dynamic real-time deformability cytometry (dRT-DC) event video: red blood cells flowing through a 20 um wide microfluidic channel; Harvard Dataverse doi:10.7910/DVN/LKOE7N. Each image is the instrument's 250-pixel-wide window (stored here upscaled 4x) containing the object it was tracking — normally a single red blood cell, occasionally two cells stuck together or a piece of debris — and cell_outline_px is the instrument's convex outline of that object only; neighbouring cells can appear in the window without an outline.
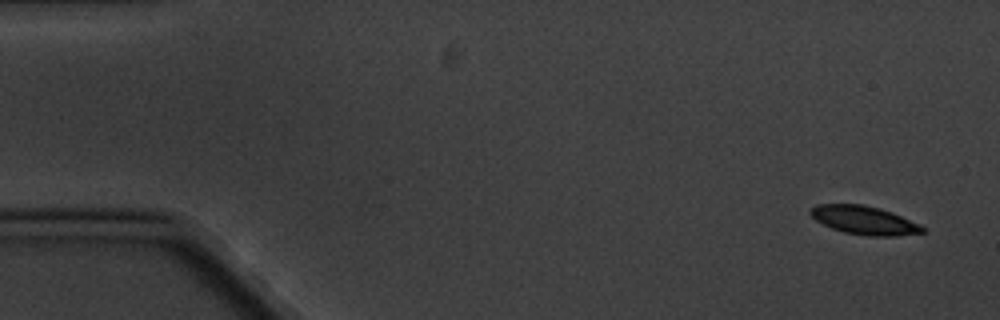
{"species": "common noctule bat (a hibernating species)", "species_latin": "Nyctalus noctula", "temperature_condition": "cold", "stored_images_in_passage": 6, "segment_of_instrument_passage": [1, 2], "camera_frame_rate_fps": 3000, "um_per_image_px": 0.085, "animal": {"sex": "male", "body_mass_g": 20.1, "forearm_length_mm": 53.5}, "frame": {"image": 1, "passage_image": 1, "time_ms": 0.0, "image_size_px": [1000, 320], "cell_outline_px": [[928, 228], [924, 232], [896, 236], [868, 236], [844, 232], [832, 228], [816, 220], [808, 212], [816, 204], [864, 204], [880, 208], [892, 212], [920, 224]], "centroid_in_image_um": [73.49, 18.72], "position_along_channel_um": 11.5, "area_um2": 18.67}}
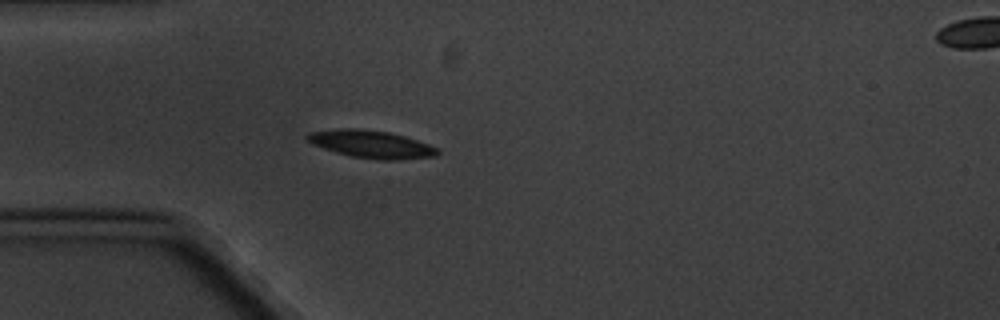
{"frame": {"image": 2, "passage_image": 5, "time_ms": 4.667, "image_size_px": [1000, 320], "cell_outline_px": [[440, 152], [436, 156], [400, 160], [380, 160], [352, 156], [336, 152], [312, 144], [304, 136], [308, 132], [340, 128], [356, 128], [388, 132], [404, 136], [428, 144], [436, 148]], "centroid_in_image_um": [31.54, 12.25], "position_along_channel_um": 53.5, "area_um2": 20.87}}